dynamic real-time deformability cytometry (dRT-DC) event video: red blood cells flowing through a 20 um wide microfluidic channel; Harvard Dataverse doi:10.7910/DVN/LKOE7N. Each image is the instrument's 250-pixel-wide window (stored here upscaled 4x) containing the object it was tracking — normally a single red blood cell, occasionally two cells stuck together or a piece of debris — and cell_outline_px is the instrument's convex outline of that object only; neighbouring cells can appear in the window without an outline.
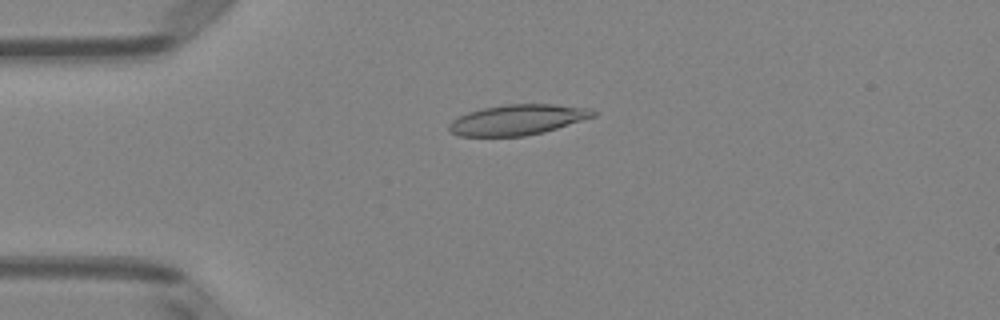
{"species": "Egyptian fruit bat (a non-hibernating species)", "species_latin": "Rousettus aegyptiacus", "temperature_condition": "room temperature", "stored_images_in_passage": 50, "camera_frame_rate_fps": 3000, "um_per_image_px": 0.085, "animal": {"sex": "female"}, "frame": {"image": 1, "passage_image": 12, "time_ms": 3.667, "image_size_px": [1000, 320], "cell_outline_px": [[596, 116], [544, 132], [524, 136], [460, 136], [452, 132], [448, 128], [448, 124], [452, 120], [468, 112], [484, 108], [504, 104], [556, 104], [592, 108], [596, 112]], "centroid_in_image_um": [44.03, 10.17], "position_along_channel_um": 41.0, "area_um2": 25.55}}
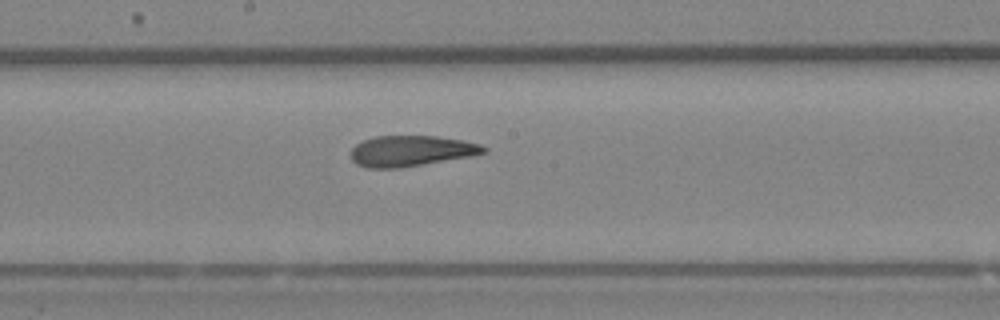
{"frame": {"image": 2, "passage_image": 27, "time_ms": 8.667, "image_size_px": [1000, 320], "cell_outline_px": [[488, 152], [468, 156], [400, 168], [368, 168], [356, 164], [352, 160], [352, 148], [356, 144], [364, 140], [376, 136], [436, 136], [464, 140], [480, 144], [488, 148]], "centroid_in_image_um": [34.95, 12.82], "position_along_channel_um": 213.3, "area_um2": 23.64}}
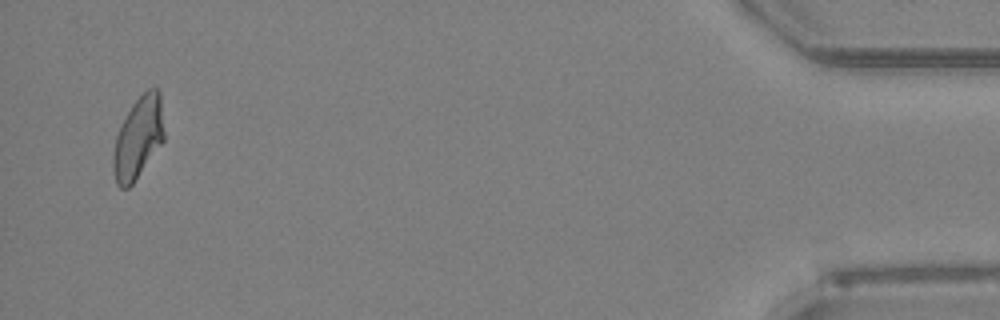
{"frame": {"image": 3, "passage_image": 49, "time_ms": 16.0, "image_size_px": [1000, 320], "cell_outline_px": [[164, 140], [132, 184], [128, 188], [120, 188], [116, 184], [112, 168], [112, 156], [116, 136], [132, 104], [148, 88], [156, 88], [160, 92], [164, 132]], "centroid_in_image_um": [11.74, 11.73], "position_along_channel_um": 423.5, "area_um2": 24.04}, "authors_computed_cell_mechanics": {"area_um2": 24.6517, "velocity_mm_per_s": 3.9795, "shape_relaxation_time_tau1_ms": null, "shape_relaxation_time_tau2_ms": 3.2007, "deformation_change_tau1": null, "deformation_change_tau2": 0.1151}}